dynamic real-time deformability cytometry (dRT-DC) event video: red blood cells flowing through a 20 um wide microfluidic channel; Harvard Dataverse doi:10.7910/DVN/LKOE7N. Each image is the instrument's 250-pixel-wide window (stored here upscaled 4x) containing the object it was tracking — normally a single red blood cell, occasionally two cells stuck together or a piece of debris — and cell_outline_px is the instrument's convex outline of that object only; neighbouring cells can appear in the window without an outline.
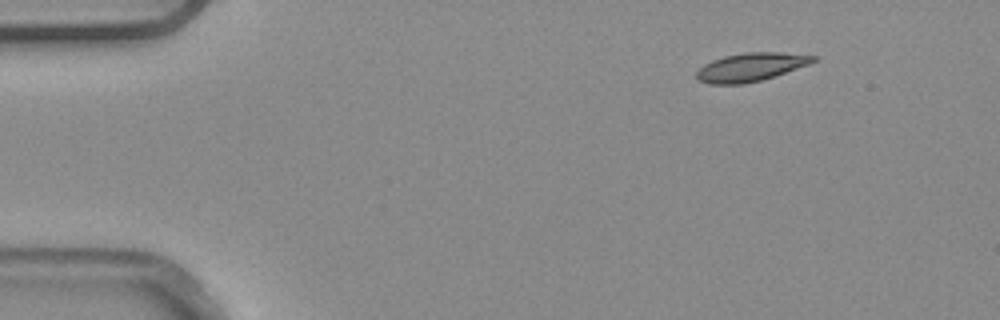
{"species": "common noctule bat (a hibernating species)", "species_latin": "Nyctalus noctula", "temperature_condition": "warm", "stored_images_in_passage": 7, "camera_frame_rate_fps": 3000, "um_per_image_px": 0.085, "animal": {"sex": "male", "body_mass_g": 20.4}, "frame": {"image": 1, "passage_image": 1, "time_ms": 0.0, "image_size_px": [1000, 320], "cell_outline_px": [[816, 60], [808, 64], [760, 80], [744, 84], [708, 84], [700, 80], [696, 76], [696, 72], [704, 64], [712, 60], [724, 56], [744, 52], [780, 52], [816, 56]], "centroid_in_image_um": [63.76, 5.69], "position_along_channel_um": 21.2, "area_um2": 18.96}}
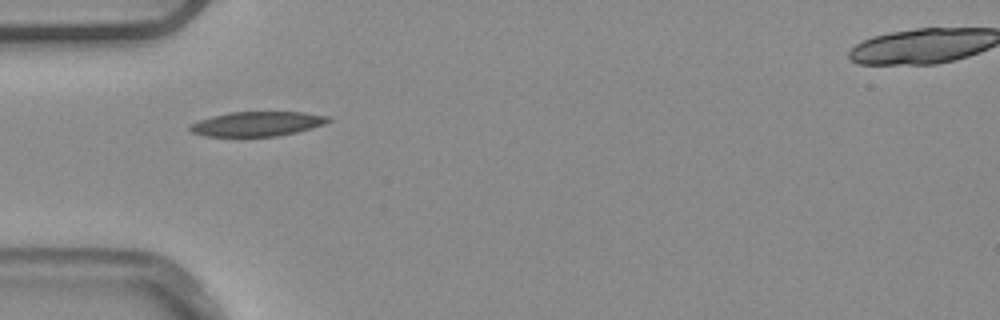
{"frame": {"image": 2, "passage_image": 3, "time_ms": 0.667, "image_size_px": [1000, 320], "cell_outline_px": [[332, 120], [324, 124], [312, 128], [296, 132], [276, 136], [204, 136], [192, 132], [188, 128], [192, 124], [200, 120], [212, 116], [228, 112], [304, 112], [332, 116]], "centroid_in_image_um": [21.91, 10.52], "position_along_channel_um": 63.1, "area_um2": 19.83}}